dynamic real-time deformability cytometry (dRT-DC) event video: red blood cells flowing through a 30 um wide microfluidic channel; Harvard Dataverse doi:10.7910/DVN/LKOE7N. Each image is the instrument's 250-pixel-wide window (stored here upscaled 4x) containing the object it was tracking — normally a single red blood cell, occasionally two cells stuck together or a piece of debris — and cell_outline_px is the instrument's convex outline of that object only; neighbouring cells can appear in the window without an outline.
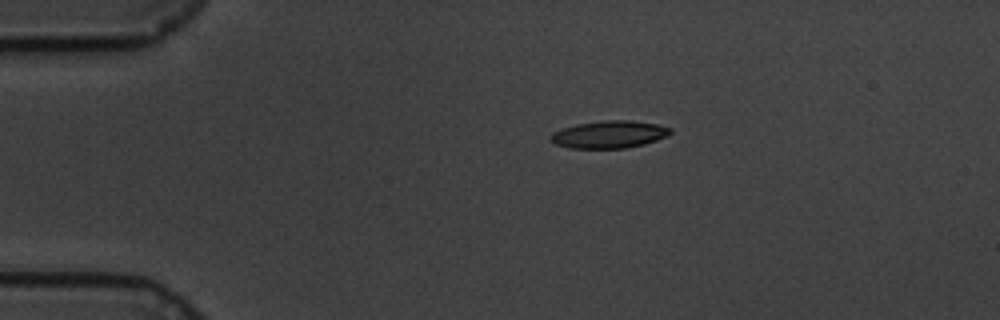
{"species": "common noctule bat (a hibernating species)", "species_latin": "Nyctalus noctula", "temperature_condition": "cold", "stored_images_in_passage": 49, "camera_frame_rate_fps": 3000, "um_per_image_px": 0.085, "animal": {"sex": "male", "body_mass_g": 19.5, "forearm_length_mm": 54.6}, "frame": {"image": 1, "passage_image": 1, "time_ms": 0.0, "image_size_px": [1000, 320], "cell_outline_px": [[672, 132], [668, 136], [644, 144], [624, 148], [568, 148], [556, 144], [552, 140], [552, 132], [576, 124], [604, 120], [628, 120], [656, 124], [672, 128]], "centroid_in_image_um": [51.81, 11.42], "position_along_channel_um": 33.2, "area_um2": 18.96}}
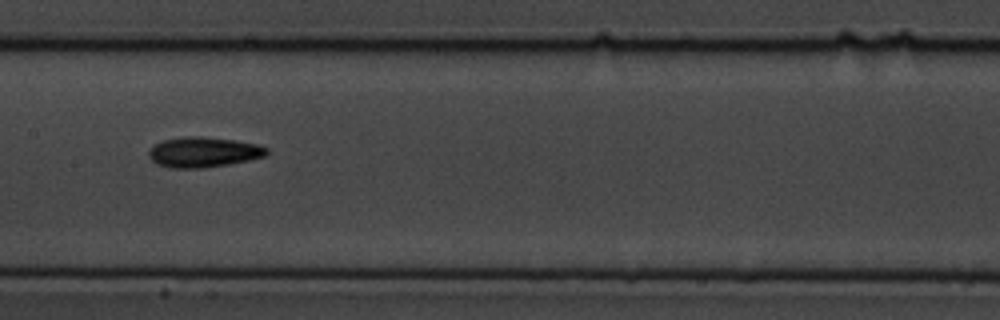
{"frame": {"image": 2, "passage_image": 19, "time_ms": 6.0, "image_size_px": [1000, 320], "cell_outline_px": [[268, 152], [264, 156], [248, 160], [228, 164], [204, 168], [168, 168], [156, 164], [148, 156], [148, 152], [156, 144], [164, 140], [188, 136], [200, 136], [236, 140], [260, 144], [268, 148]], "centroid_in_image_um": [17.31, 12.93], "position_along_channel_um": 190.1, "area_um2": 20.81}}
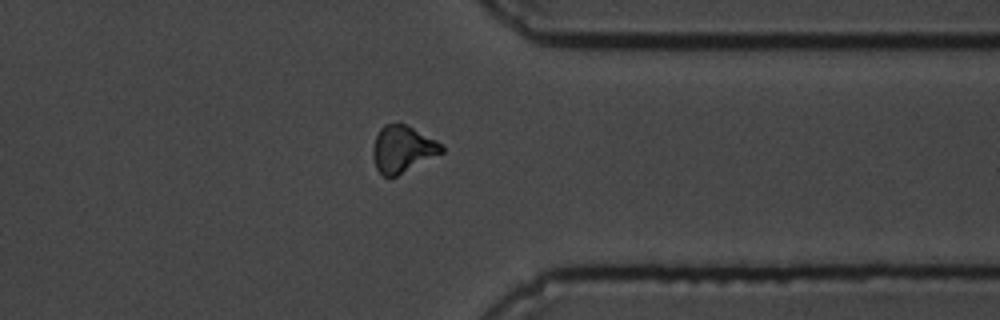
{"frame": {"image": 3, "passage_image": 36, "time_ms": 11.667, "image_size_px": [1000, 320], "cell_outline_px": [[444, 152], [388, 180], [376, 168], [372, 156], [372, 148], [376, 136], [380, 128], [384, 124], [400, 120], [436, 140], [444, 148]], "centroid_in_image_um": [34.19, 12.64], "position_along_channel_um": 377.2, "area_um2": 19.13}, "authors_computed_cell_mechanics": {"area_um2": 19.1318, "velocity_mm_per_s": 3.3787, "shape_relaxation_time_tau1_ms": 4.0358, "shape_relaxation_time_tau2_ms": 5.9814, "deformation_change_tau1": 0.1121, "deformation_change_tau2": 0.1445}}